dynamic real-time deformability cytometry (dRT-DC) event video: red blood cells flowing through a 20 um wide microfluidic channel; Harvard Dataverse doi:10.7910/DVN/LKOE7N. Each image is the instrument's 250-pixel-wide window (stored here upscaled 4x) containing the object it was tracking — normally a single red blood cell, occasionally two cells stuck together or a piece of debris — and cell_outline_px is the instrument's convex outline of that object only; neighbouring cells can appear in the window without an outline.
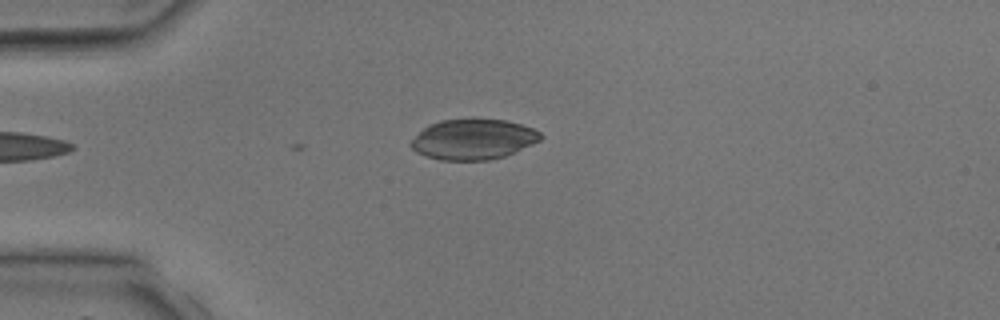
{"species": "common noctule bat (a hibernating species)", "species_latin": "Nyctalus noctula", "temperature_condition": "room temperature", "stored_images_in_passage": 4, "camera_frame_rate_fps": 3000, "um_per_image_px": 0.085, "animal": {"sex": "male", "body_mass_g": 17.9, "forearm_length_mm": 54.2}, "frame": {"image": 1, "passage_image": 4, "time_ms": 3.333, "image_size_px": [1000, 320], "cell_outline_px": [[544, 136], [540, 140], [532, 144], [504, 156], [488, 160], [440, 160], [416, 152], [408, 144], [428, 124], [440, 120], [472, 116], [504, 120], [520, 124], [532, 128], [540, 132]], "centroid_in_image_um": [40.21, 11.8], "position_along_channel_um": 44.8, "area_um2": 30.98}}